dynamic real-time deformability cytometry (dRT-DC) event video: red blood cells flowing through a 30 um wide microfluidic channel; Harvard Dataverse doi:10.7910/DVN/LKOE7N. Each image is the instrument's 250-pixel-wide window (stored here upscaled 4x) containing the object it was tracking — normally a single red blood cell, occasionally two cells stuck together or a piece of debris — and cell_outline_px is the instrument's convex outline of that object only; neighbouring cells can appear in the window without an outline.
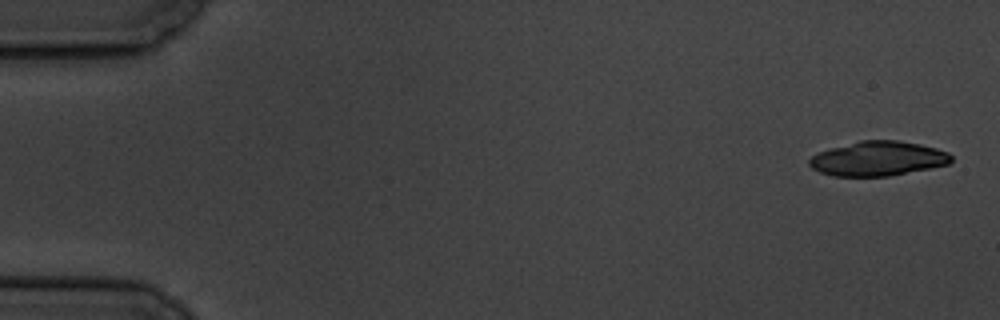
{"species": "common noctule bat (a hibernating species)", "species_latin": "Nyctalus noctula", "temperature_condition": "cold", "stored_images_in_passage": 6, "camera_frame_rate_fps": 3000, "um_per_image_px": 0.085, "animal": {"sex": "male", "body_mass_g": 19.5, "forearm_length_mm": 54.6}, "frame": {"image": 1, "passage_image": 1, "time_ms": 0.0, "image_size_px": [1000, 320], "cell_outline_px": [[952, 160], [948, 164], [888, 176], [832, 176], [820, 172], [812, 168], [808, 164], [808, 160], [812, 156], [828, 148], [860, 140], [900, 140], [920, 144], [936, 148], [948, 152], [952, 156]], "centroid_in_image_um": [74.6, 13.47], "position_along_channel_um": 10.4, "area_um2": 28.55}}
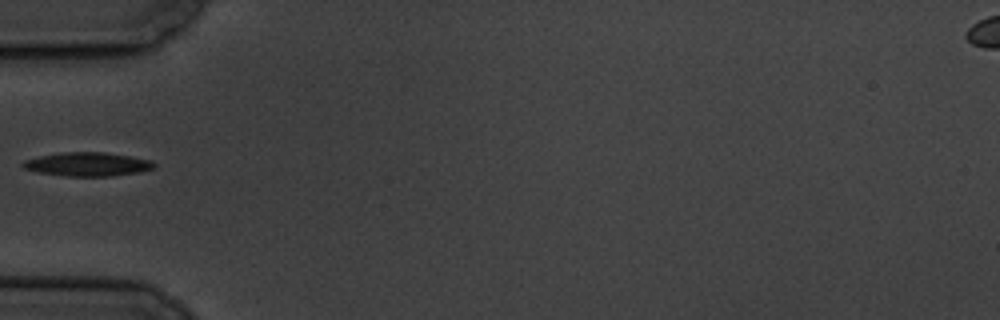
{"frame": {"image": 2, "passage_image": 6, "time_ms": 6.0, "image_size_px": [1000, 320], "cell_outline_px": [[156, 168], [140, 172], [112, 176], [64, 176], [40, 172], [24, 168], [20, 164], [24, 160], [40, 156], [60, 152], [104, 152], [152, 160], [156, 164]], "centroid_in_image_um": [7.47, 13.96], "position_along_channel_um": 77.5, "area_um2": 18.21}}